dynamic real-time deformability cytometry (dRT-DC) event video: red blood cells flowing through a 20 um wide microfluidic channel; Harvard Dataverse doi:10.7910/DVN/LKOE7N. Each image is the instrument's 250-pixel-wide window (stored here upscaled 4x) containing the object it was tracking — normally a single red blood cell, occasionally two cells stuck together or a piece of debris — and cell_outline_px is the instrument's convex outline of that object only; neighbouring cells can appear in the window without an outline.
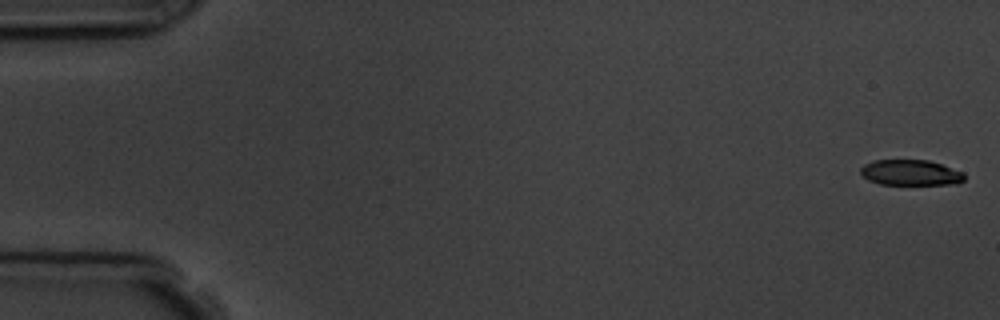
{"species": "common noctule bat (a hibernating species)", "species_latin": "Nyctalus noctula", "temperature_condition": "room temperature", "stored_images_in_passage": 6, "camera_frame_rate_fps": 3000, "um_per_image_px": 0.085, "animal": {"sex": "male", "body_mass_g": 19.5, "forearm_length_mm": 54.6}, "frame": {"image": 1, "passage_image": 1, "time_ms": 0.0, "image_size_px": [1000, 320], "cell_outline_px": [[964, 180], [956, 184], [880, 184], [868, 180], [860, 172], [860, 168], [864, 164], [872, 160], [928, 160], [964, 172]], "centroid_in_image_um": [77.38, 14.67], "position_along_channel_um": 7.6, "area_um2": 15.43}}
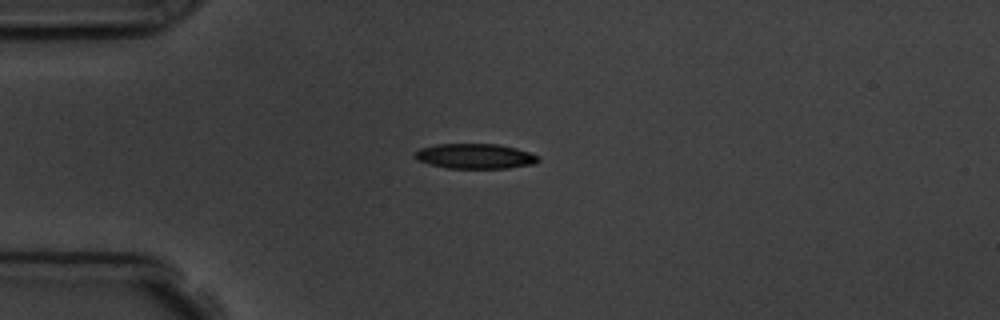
{"frame": {"image": 2, "passage_image": 4, "time_ms": 4.333, "image_size_px": [1000, 320], "cell_outline_px": [[540, 160], [532, 164], [508, 168], [448, 168], [416, 160], [412, 156], [420, 148], [436, 144], [500, 144], [516, 148], [540, 156]], "centroid_in_image_um": [40.38, 13.27], "position_along_channel_um": 44.6, "area_um2": 17.98}}